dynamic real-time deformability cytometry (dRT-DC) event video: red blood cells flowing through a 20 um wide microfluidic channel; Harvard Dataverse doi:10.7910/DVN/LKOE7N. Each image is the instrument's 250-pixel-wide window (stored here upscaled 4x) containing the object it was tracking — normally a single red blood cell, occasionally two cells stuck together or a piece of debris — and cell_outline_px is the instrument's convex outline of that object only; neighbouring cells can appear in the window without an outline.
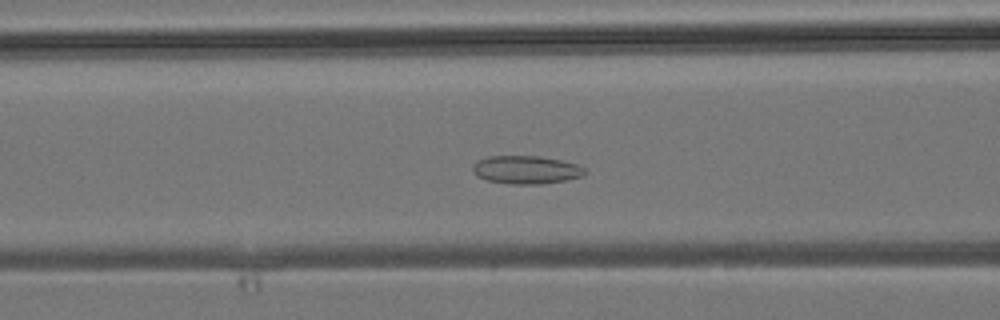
{"species": "common noctule bat (a hibernating species)", "species_latin": "Nyctalus noctula", "temperature_condition": "room temperature", "stored_images_in_passage": 42, "camera_frame_rate_fps": 3000, "um_per_image_px": 0.085, "animal": {"sex": "male", "body_mass_g": 19.2, "forearm_length_mm": 51.8}, "frame": {"image": 1, "passage_image": 17, "time_ms": 5.333, "image_size_px": [1000, 320], "cell_outline_px": [[588, 172], [584, 176], [564, 180], [540, 184], [512, 184], [488, 180], [476, 176], [472, 172], [472, 168], [480, 160], [488, 156], [540, 156], [560, 160], [576, 164], [584, 168]], "centroid_in_image_um": [44.74, 14.43], "position_along_channel_um": 121.9, "area_um2": 18.26}}
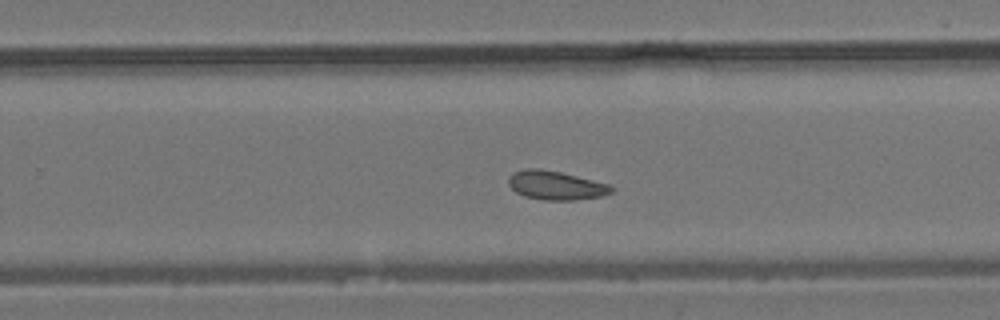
{"frame": {"image": 2, "passage_image": 27, "time_ms": 8.667, "image_size_px": [1000, 320], "cell_outline_px": [[616, 188], [612, 192], [600, 196], [576, 200], [544, 200], [524, 196], [516, 192], [508, 184], [508, 176], [512, 172], [524, 168], [540, 168], [560, 172], [608, 184]], "centroid_in_image_um": [47.2, 15.75], "position_along_channel_um": 282.6, "area_um2": 17.34}}
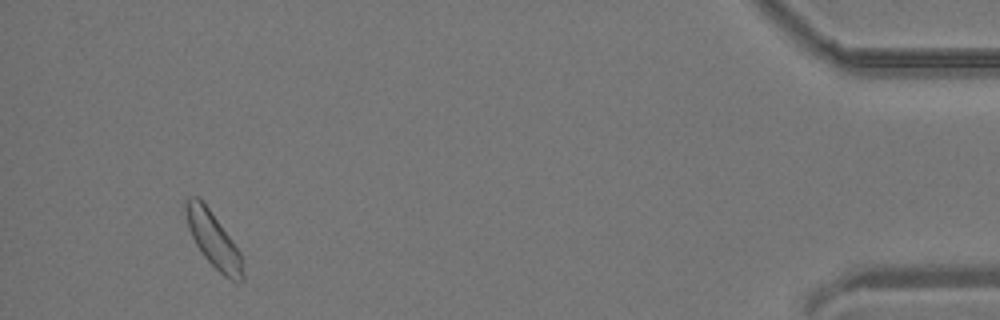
{"frame": {"image": 3, "passage_image": 40, "time_ms": 13.0, "image_size_px": [1000, 320], "cell_outline_px": [[244, 280], [232, 280], [224, 276], [204, 256], [196, 244], [188, 228], [184, 208], [184, 200], [188, 196], [196, 196], [208, 208], [232, 240], [240, 252], [244, 272]], "centroid_in_image_um": [18.11, 20.36], "position_along_channel_um": 417.1, "area_um2": 17.98}}